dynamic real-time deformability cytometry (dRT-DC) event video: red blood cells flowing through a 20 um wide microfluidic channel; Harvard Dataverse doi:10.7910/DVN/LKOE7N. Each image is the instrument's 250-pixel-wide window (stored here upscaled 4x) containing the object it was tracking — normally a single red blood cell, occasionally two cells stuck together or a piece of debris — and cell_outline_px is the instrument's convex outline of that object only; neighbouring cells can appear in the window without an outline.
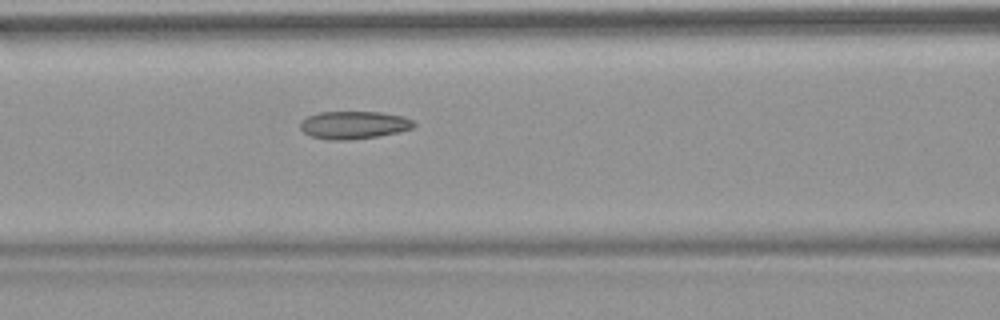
{"species": "common noctule bat (a hibernating species)", "species_latin": "Nyctalus noctula", "temperature_condition": "warm", "stored_images_in_passage": 53, "camera_frame_rate_fps": 3000, "um_per_image_px": 0.085, "animal": {"sex": "female", "body_mass_g": 18.4}, "frame": {"image": 1, "passage_image": 23, "time_ms": 7.333, "image_size_px": [1000, 320], "cell_outline_px": [[416, 124], [412, 128], [380, 136], [348, 140], [328, 140], [312, 136], [304, 132], [300, 128], [300, 120], [308, 116], [320, 112], [380, 112], [404, 116], [412, 120]], "centroid_in_image_um": [30.06, 10.62], "position_along_channel_um": 136.5, "area_um2": 18.38}, "authors_computed_cell_mechanics": {"area_um2": 19.363, "velocity_mm_per_s": 3.8163, "shape_relaxation_time_tau1_ms": null, "shape_relaxation_time_tau2_ms": 2.5951, "deformation_change_tau1": null, "deformation_change_tau2": 0.1015}}